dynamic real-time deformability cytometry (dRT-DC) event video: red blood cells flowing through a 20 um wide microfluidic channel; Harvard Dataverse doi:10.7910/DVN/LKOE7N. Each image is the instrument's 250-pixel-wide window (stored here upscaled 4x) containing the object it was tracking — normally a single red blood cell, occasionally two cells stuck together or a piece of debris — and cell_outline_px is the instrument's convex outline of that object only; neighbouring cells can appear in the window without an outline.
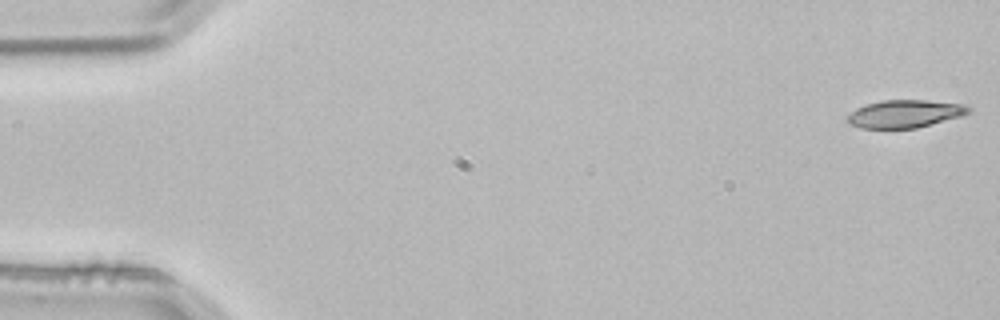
{"species": "common noctule bat (a hibernating species)", "species_latin": "Nyctalus noctula", "temperature_condition": "room temperature", "stored_images_in_passage": 4, "camera_frame_rate_fps": 3000, "um_per_image_px": 0.085, "animal": {"sex": "male", "body_mass_g": 21.5, "forearm_length_mm": 52.0}, "frame": {"image": 1, "passage_image": 1, "time_ms": 0.0, "image_size_px": [1000, 320], "cell_outline_px": [[972, 112], [964, 116], [916, 128], [860, 128], [848, 124], [848, 116], [852, 112], [868, 104], [884, 100], [924, 100], [964, 104], [972, 108]], "centroid_in_image_um": [77.0, 9.68], "position_along_channel_um": 8.0, "area_um2": 19.54}}
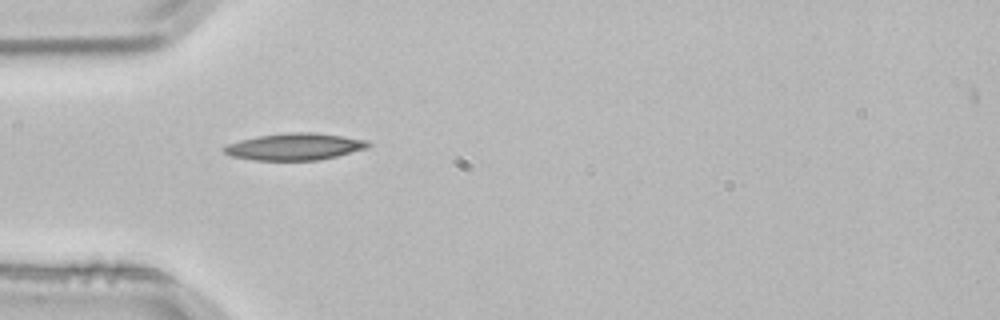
{"frame": {"image": 2, "passage_image": 4, "time_ms": 1.0, "image_size_px": [1000, 320], "cell_outline_px": [[372, 144], [368, 148], [336, 156], [316, 160], [252, 160], [232, 156], [224, 152], [224, 148], [228, 144], [240, 140], [260, 136], [288, 132], [312, 132], [368, 140]], "centroid_in_image_um": [25.08, 12.46], "position_along_channel_um": 59.9, "area_um2": 22.31}}